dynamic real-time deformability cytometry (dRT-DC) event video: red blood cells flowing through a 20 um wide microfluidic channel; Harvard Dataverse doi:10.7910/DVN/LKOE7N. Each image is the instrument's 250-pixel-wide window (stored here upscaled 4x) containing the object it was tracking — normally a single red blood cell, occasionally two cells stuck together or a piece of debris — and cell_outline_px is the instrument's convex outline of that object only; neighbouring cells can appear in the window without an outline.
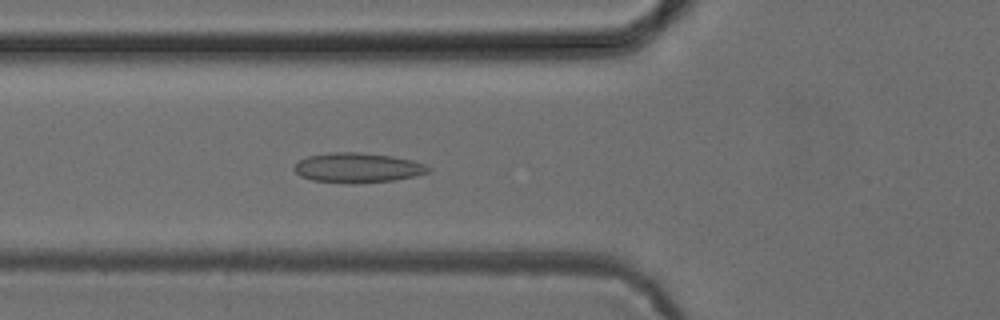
{"species": "common noctule bat (a hibernating species)", "species_latin": "Nyctalus noctula", "temperature_condition": "cold", "stored_images_in_passage": 38, "camera_frame_rate_fps": 3000, "um_per_image_px": 0.085, "animal": {"sex": "female", "body_mass_g": 24.6, "forearm_length_mm": 56.2}, "frame": {"image": 1, "passage_image": 5, "time_ms": 1.333, "image_size_px": [1000, 320], "cell_outline_px": [[432, 168], [428, 172], [416, 176], [392, 180], [356, 184], [348, 184], [312, 180], [300, 176], [292, 168], [300, 160], [308, 156], [328, 152], [360, 152], [392, 156], [412, 160], [424, 164]], "centroid_in_image_um": [30.39, 14.26], "position_along_channel_um": 95.4, "area_um2": 23.47}}
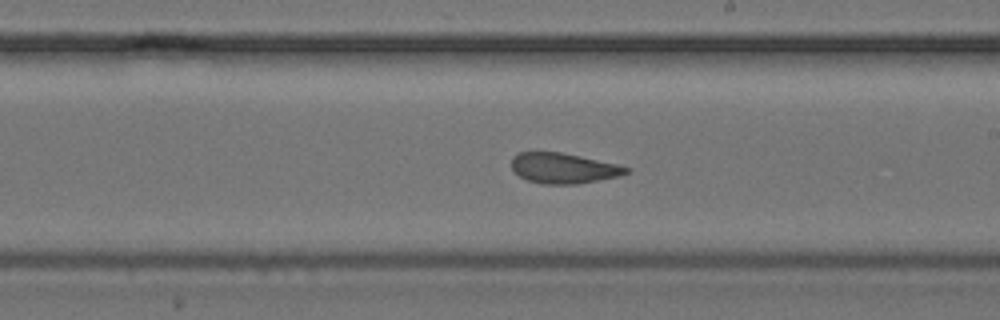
{"frame": {"image": 2, "passage_image": 16, "time_ms": 5.0, "image_size_px": [1000, 320], "cell_outline_px": [[632, 168], [628, 172], [620, 176], [576, 184], [540, 184], [528, 180], [520, 176], [512, 168], [512, 156], [520, 152], [560, 152], [580, 156], [616, 164]], "centroid_in_image_um": [47.89, 14.3], "position_along_channel_um": 241.1, "area_um2": 20.17}}
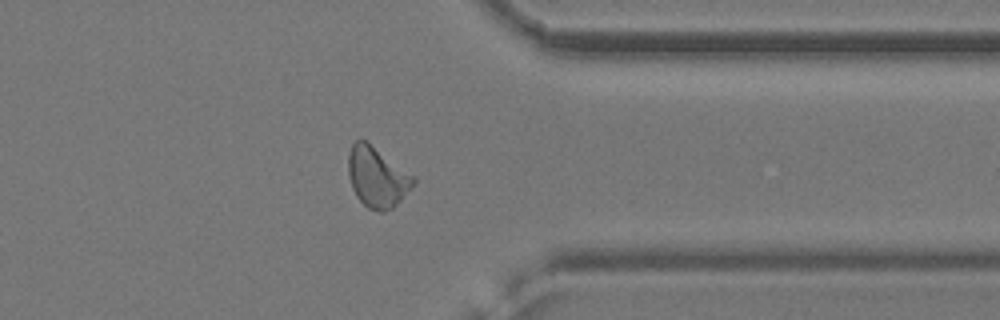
{"frame": {"image": 3, "passage_image": 27, "time_ms": 8.667, "image_size_px": [1000, 320], "cell_outline_px": [[416, 184], [392, 208], [384, 212], [380, 212], [368, 208], [356, 196], [352, 188], [348, 172], [348, 152], [352, 144], [356, 140], [368, 140], [412, 176], [416, 180]], "centroid_in_image_um": [32.03, 15.04], "position_along_channel_um": 379.4, "area_um2": 22.83}}